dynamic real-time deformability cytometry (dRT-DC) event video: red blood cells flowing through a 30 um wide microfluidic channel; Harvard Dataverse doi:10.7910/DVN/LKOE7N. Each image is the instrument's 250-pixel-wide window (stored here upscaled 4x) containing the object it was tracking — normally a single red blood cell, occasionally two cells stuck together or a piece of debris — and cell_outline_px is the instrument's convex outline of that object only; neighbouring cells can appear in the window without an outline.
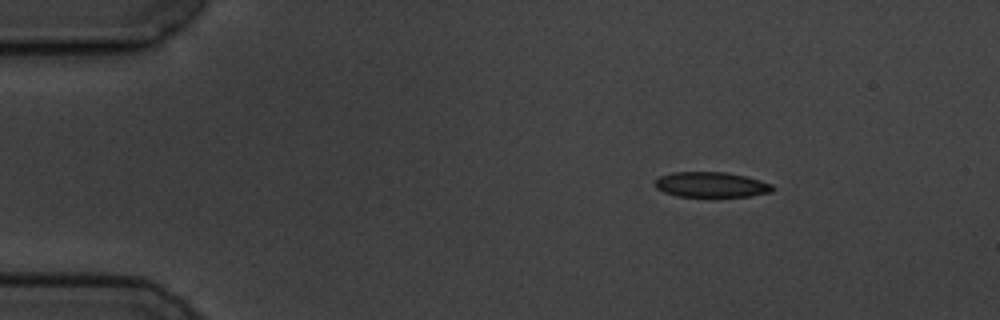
{"species": "common noctule bat (a hibernating species)", "species_latin": "Nyctalus noctula", "temperature_condition": "cold", "stored_images_in_passage": 3, "camera_frame_rate_fps": 3000, "um_per_image_px": 0.085, "animal": {"sex": "male", "body_mass_g": 19.5, "forearm_length_mm": 54.6}, "frame": {"image": 1, "passage_image": 1, "time_ms": 0.0, "image_size_px": [1000, 320], "cell_outline_px": [[776, 188], [772, 192], [748, 196], [716, 200], [676, 196], [664, 192], [656, 188], [652, 184], [660, 176], [672, 172], [724, 172], [744, 176], [760, 180], [772, 184]], "centroid_in_image_um": [60.45, 15.75], "position_along_channel_um": 24.6, "area_um2": 18.32}}